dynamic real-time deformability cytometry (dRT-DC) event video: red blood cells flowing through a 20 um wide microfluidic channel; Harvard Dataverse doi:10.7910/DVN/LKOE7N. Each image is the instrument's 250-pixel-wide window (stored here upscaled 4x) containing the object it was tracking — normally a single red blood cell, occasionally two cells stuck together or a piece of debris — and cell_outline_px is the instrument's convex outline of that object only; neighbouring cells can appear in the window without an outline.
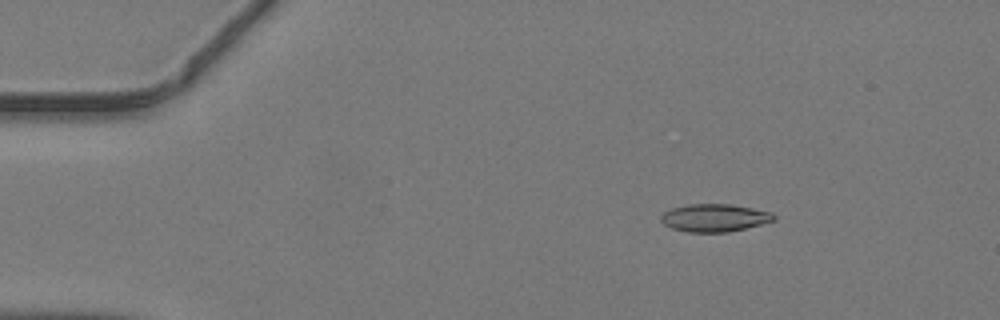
{"species": "common noctule bat (a hibernating species)", "species_latin": "Nyctalus noctula", "temperature_condition": "warm", "stored_images_in_passage": 47, "camera_frame_rate_fps": 3000, "um_per_image_px": 0.085, "animal": {"sex": "male", "body_mass_g": 19.2, "forearm_length_mm": 51.8}, "frame": {"image": 1, "passage_image": 8, "time_ms": 2.333, "image_size_px": [1000, 320], "cell_outline_px": [[776, 220], [728, 232], [688, 232], [672, 228], [664, 224], [660, 220], [660, 216], [664, 212], [672, 208], [688, 204], [732, 204], [772, 212], [776, 216]], "centroid_in_image_um": [60.73, 18.51], "position_along_channel_um": 24.3, "area_um2": 18.21}}
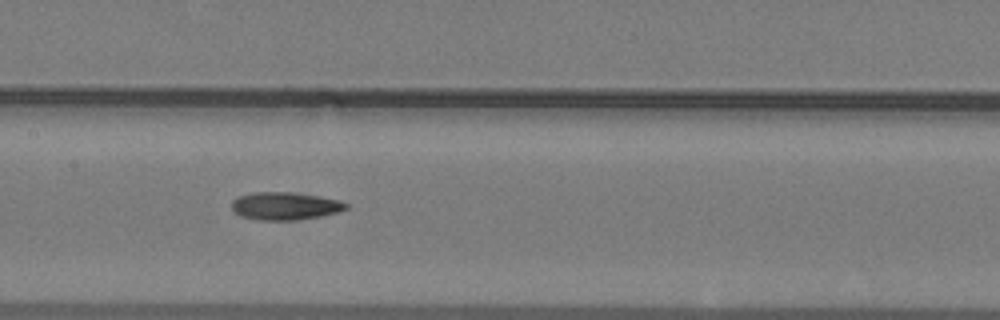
{"frame": {"image": 2, "passage_image": 24, "time_ms": 7.667, "image_size_px": [1000, 320], "cell_outline_px": [[348, 208], [340, 212], [296, 220], [260, 220], [240, 216], [232, 208], [232, 200], [240, 196], [252, 192], [292, 192], [340, 200], [348, 204]], "centroid_in_image_um": [24.23, 17.51], "position_along_channel_um": 183.2, "area_um2": 18.38}}
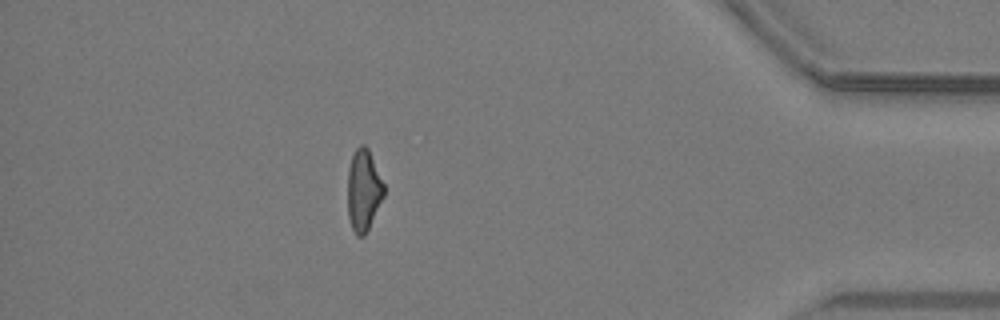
{"frame": {"image": 3, "passage_image": 42, "time_ms": 13.667, "image_size_px": [1000, 320], "cell_outline_px": [[384, 196], [364, 236], [356, 236], [352, 228], [348, 216], [348, 168], [352, 156], [356, 148], [360, 144], [364, 144], [368, 148], [384, 184]], "centroid_in_image_um": [30.89, 16.16], "position_along_channel_um": 404.3, "area_um2": 17.11}}